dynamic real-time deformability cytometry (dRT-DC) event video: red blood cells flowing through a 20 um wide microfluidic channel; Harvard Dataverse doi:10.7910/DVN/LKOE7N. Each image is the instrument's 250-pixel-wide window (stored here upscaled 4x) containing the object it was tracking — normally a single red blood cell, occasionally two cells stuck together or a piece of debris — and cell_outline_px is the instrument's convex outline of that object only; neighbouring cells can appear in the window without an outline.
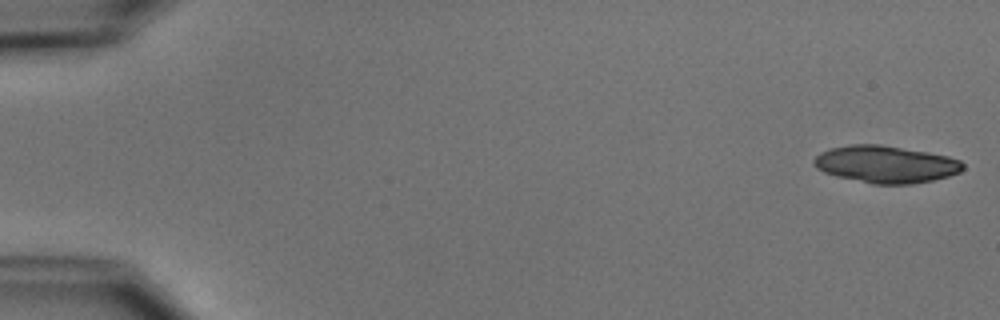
{"species": "common noctule bat (a hibernating species)", "species_latin": "Nyctalus noctula", "temperature_condition": "cold", "stored_images_in_passage": 19, "camera_frame_rate_fps": 3000, "um_per_image_px": 0.085, "animal": {"sex": "male", "body_mass_g": 15.6}, "frame": {"image": 1, "passage_image": 1, "time_ms": 0.0, "image_size_px": [1000, 320], "cell_outline_px": [[964, 168], [960, 172], [948, 176], [932, 180], [912, 184], [872, 184], [836, 176], [824, 172], [816, 168], [812, 164], [812, 160], [820, 152], [828, 148], [852, 144], [880, 144], [928, 152], [948, 156], [960, 160], [964, 164]], "centroid_in_image_um": [75.26, 13.96], "position_along_channel_um": 9.7, "area_um2": 32.48}}